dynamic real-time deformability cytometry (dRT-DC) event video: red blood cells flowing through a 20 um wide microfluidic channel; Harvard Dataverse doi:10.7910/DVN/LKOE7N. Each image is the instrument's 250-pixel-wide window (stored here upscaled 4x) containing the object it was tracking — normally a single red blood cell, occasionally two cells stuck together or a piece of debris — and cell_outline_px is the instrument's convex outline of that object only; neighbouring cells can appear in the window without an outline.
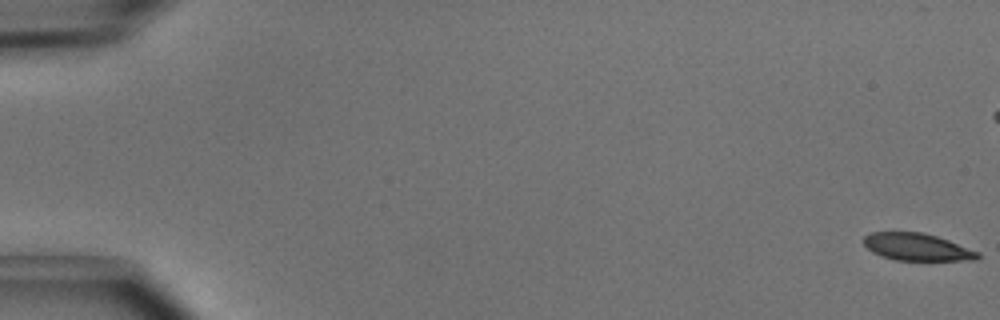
{"species": "common noctule bat (a hibernating species)", "species_latin": "Nyctalus noctula", "temperature_condition": "cold", "stored_images_in_passage": 52, "camera_frame_rate_fps": 3000, "um_per_image_px": 0.085, "animal": {"sex": "male", "body_mass_g": 15.6}, "frame": {"image": 1, "passage_image": 1, "time_ms": 0.0, "image_size_px": [1000, 320], "cell_outline_px": [[980, 256], [976, 260], [896, 260], [880, 256], [872, 252], [864, 244], [864, 236], [872, 232], [924, 232], [948, 240], [980, 252]], "centroid_in_image_um": [77.95, 20.99], "position_along_channel_um": 7.1, "area_um2": 18.09}}
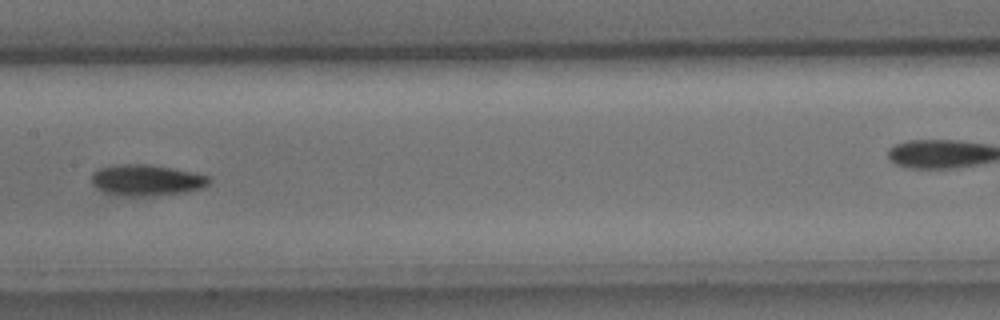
{"frame": {"image": 2, "passage_image": 27, "time_ms": 8.667, "image_size_px": [1000, 320], "cell_outline_px": [[212, 180], [208, 184], [200, 188], [184, 192], [156, 196], [112, 196], [96, 188], [92, 184], [92, 172], [100, 168], [112, 164], [148, 164], [172, 168], [192, 172], [208, 176]], "centroid_in_image_um": [12.39, 15.32], "position_along_channel_um": 195.0, "area_um2": 21.62}}
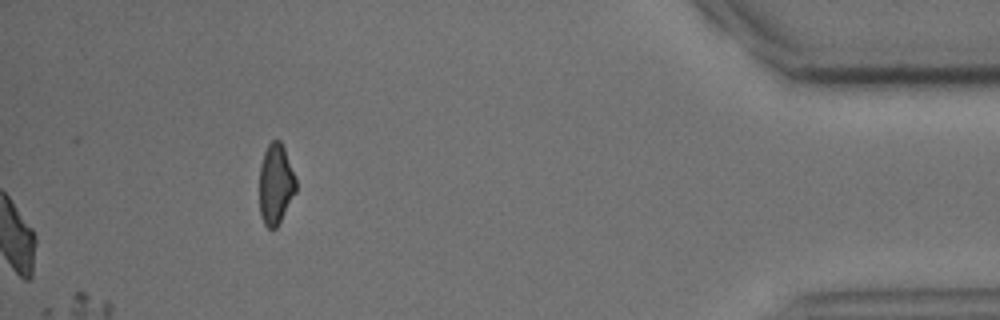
{"frame": {"image": 3, "passage_image": 52, "time_ms": 17.0, "image_size_px": [1000, 320], "cell_outline_px": [[296, 192], [276, 228], [268, 228], [264, 224], [260, 216], [260, 164], [264, 152], [268, 144], [272, 140], [280, 140], [284, 148], [296, 180]], "centroid_in_image_um": [23.42, 15.65], "position_along_channel_um": 411.8, "area_um2": 16.99}}